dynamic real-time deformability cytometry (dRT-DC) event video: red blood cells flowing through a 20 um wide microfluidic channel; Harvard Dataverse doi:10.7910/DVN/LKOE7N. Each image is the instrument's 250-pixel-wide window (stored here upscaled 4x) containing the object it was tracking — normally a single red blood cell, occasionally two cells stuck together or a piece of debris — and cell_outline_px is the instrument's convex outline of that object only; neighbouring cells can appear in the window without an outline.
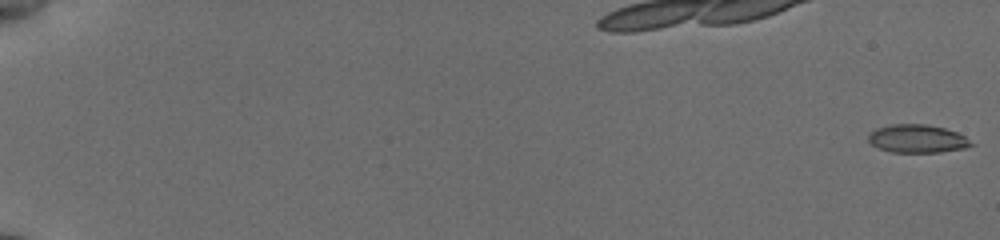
{"species": "common noctule bat (a hibernating species)", "species_latin": "Nyctalus noctula", "temperature_condition": "cold", "stored_images_in_passage": 57, "camera_frame_rate_fps": 3000, "um_per_image_px": 0.085, "animal": {"sex": "female", "body_mass_g": 19.5, "forearm_length_mm": 54.1}, "frame": {"image": 1, "passage_image": 1, "time_ms": 0.0, "image_size_px": [1000, 240], "cell_outline_px": [[976, 144], [964, 148], [940, 152], [892, 152], [880, 148], [872, 144], [868, 140], [868, 136], [876, 128], [888, 124], [924, 124], [944, 128], [956, 132], [964, 136]], "centroid_in_image_um": [77.98, 11.78], "position_along_channel_um": 7.0, "area_um2": 16.76}}
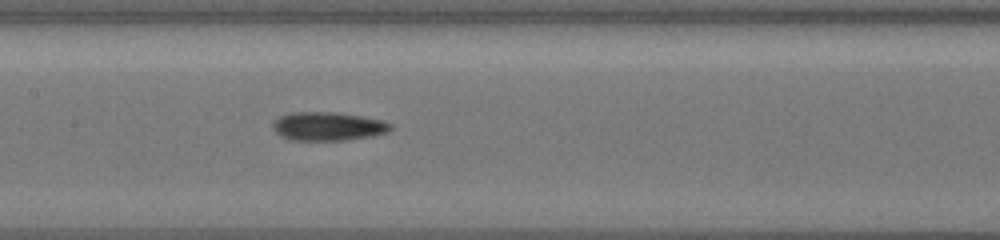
{"frame": {"image": 2, "passage_image": 31, "time_ms": 10.0, "image_size_px": [1000, 240], "cell_outline_px": [[392, 128], [388, 132], [372, 136], [344, 140], [292, 140], [280, 136], [272, 128], [272, 124], [280, 116], [292, 112], [336, 112], [384, 120], [392, 124]], "centroid_in_image_um": [27.89, 10.73], "position_along_channel_um": 179.5, "area_um2": 19.65}}
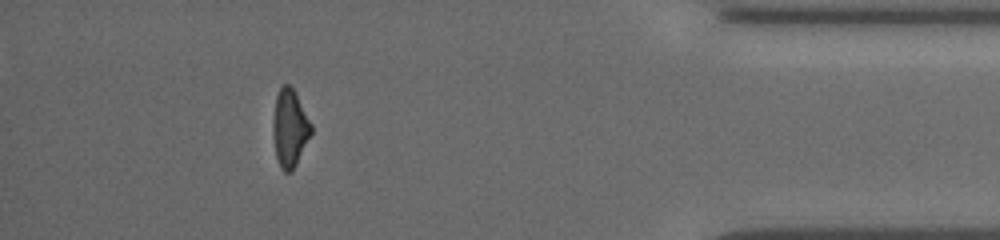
{"frame": {"image": 3, "passage_image": 52, "time_ms": 17.0, "image_size_px": [1000, 240], "cell_outline_px": [[312, 132], [292, 172], [284, 172], [280, 168], [276, 156], [272, 132], [272, 124], [276, 96], [280, 88], [284, 84], [288, 84], [296, 92], [312, 124]], "centroid_in_image_um": [24.63, 10.89], "position_along_channel_um": 410.6, "area_um2": 17.34}, "authors_computed_cell_mechanics": {"area_um2": 17.8024, "velocity_mm_per_s": 3.8486, "shape_relaxation_time_tau1_ms": null, "shape_relaxation_time_tau2_ms": 3.569, "deformation_change_tau1": null, "deformation_change_tau2": 0.1201}}